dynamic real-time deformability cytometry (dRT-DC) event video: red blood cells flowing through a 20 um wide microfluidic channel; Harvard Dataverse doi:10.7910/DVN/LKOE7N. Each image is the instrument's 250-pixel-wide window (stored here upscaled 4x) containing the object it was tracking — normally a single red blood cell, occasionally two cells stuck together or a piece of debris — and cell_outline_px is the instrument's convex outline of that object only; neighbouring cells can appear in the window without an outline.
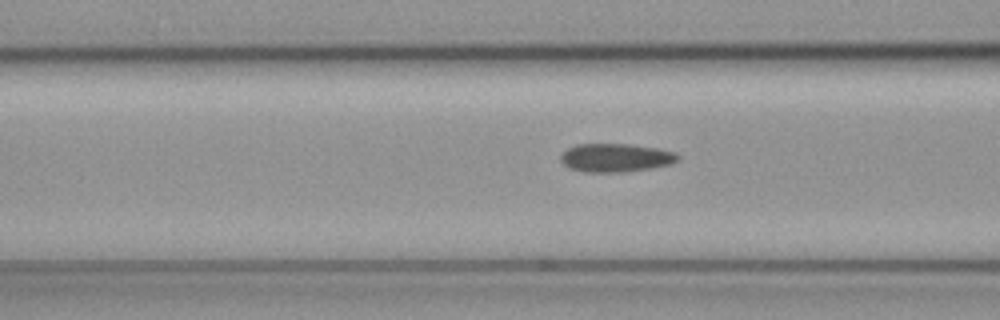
{"species": "common noctule bat (a hibernating species)", "species_latin": "Nyctalus noctula", "temperature_condition": "cold", "stored_images_in_passage": 8, "camera_frame_rate_fps": 3000, "um_per_image_px": 0.085, "animal": {"sex": "female", "body_mass_g": 19.3, "forearm_length_mm": 54.1}, "frame": {"image": 1, "passage_image": 6, "time_ms": 1.667, "image_size_px": [1000, 320], "cell_outline_px": [[680, 156], [672, 164], [652, 168], [624, 172], [584, 172], [568, 168], [560, 160], [560, 156], [568, 148], [576, 144], [628, 144], [656, 148], [676, 152]], "centroid_in_image_um": [52.33, 13.41], "position_along_channel_um": 114.3, "area_um2": 19.48}}